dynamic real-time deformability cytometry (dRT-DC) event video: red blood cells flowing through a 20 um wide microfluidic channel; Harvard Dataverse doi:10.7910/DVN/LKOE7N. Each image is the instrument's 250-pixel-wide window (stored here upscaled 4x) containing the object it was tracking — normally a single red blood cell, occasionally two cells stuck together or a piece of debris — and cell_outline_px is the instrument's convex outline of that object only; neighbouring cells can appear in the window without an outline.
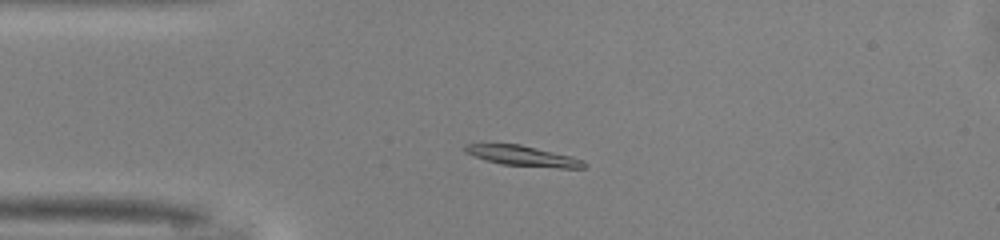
{"species": "common noctule bat (a hibernating species)", "species_latin": "Nyctalus noctula", "temperature_condition": "warm", "stored_images_in_passage": 46, "camera_frame_rate_fps": 3000, "um_per_image_px": 0.085, "animal": {"sex": "male", "body_mass_g": 13.0, "forearm_length_mm": 53.1}, "frame": {"image": 1, "passage_image": 8, "time_ms": 2.333, "image_size_px": [1000, 240], "cell_outline_px": [[588, 164], [584, 168], [560, 168], [500, 164], [472, 156], [464, 152], [464, 144], [520, 144], [572, 156], [584, 160]], "centroid_in_image_um": [44.46, 13.26], "position_along_channel_um": 40.5, "area_um2": 14.16}}
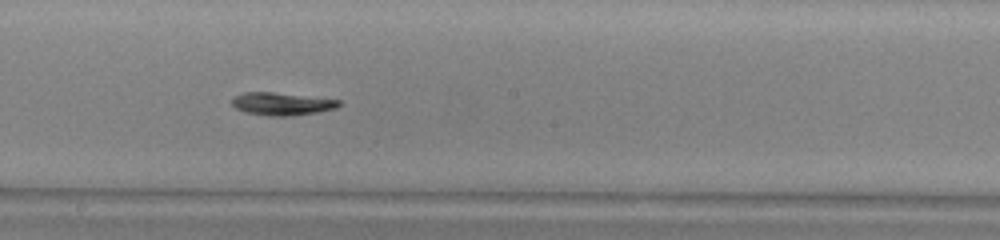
{"frame": {"image": 2, "passage_image": 23, "time_ms": 7.333, "image_size_px": [1000, 240], "cell_outline_px": [[340, 104], [336, 108], [316, 112], [292, 116], [268, 116], [244, 112], [236, 108], [232, 104], [232, 96], [244, 92], [272, 92], [340, 100]], "centroid_in_image_um": [23.9, 8.83], "position_along_channel_um": 224.3, "area_um2": 14.1}}
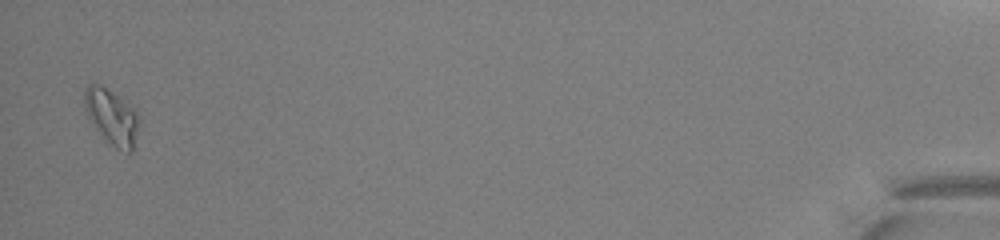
{"frame": {"image": 3, "passage_image": 45, "time_ms": 14.667, "image_size_px": [1000, 240], "cell_outline_px": [[140, 120], [132, 152], [128, 152], [116, 148], [96, 128], [88, 116], [84, 108], [84, 88], [88, 84], [100, 84], [108, 88], [120, 96], [136, 108], [140, 116]], "centroid_in_image_um": [9.53, 9.86], "position_along_channel_um": 425.7, "area_um2": 17.74}, "authors_computed_cell_mechanics": {"area_um2": 14.3922, "velocity_mm_per_s": 4.0918, "shape_relaxation_time_tau1_ms": 5.3767, "shape_relaxation_time_tau2_ms": null, "deformation_change_tau1": 0.148, "deformation_change_tau2": null}}